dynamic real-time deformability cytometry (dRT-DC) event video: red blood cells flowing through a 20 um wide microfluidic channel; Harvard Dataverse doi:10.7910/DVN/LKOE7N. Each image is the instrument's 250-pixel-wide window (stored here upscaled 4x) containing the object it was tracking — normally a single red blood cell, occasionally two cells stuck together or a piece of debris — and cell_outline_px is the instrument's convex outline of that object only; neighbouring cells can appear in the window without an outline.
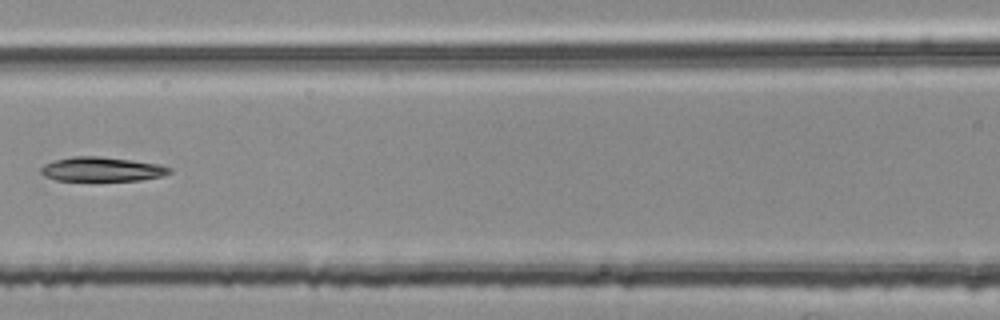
{"species": "common noctule bat (a hibernating species)", "species_latin": "Nyctalus noctula", "temperature_condition": "room temperature", "stored_images_in_passage": 4, "camera_frame_rate_fps": 3000, "um_per_image_px": 0.085, "animal": {"sex": "female", "body_mass_g": 25.1}, "frame": {"image": 1, "passage_image": 4, "time_ms": 1.0, "image_size_px": [1000, 320], "cell_outline_px": [[172, 172], [164, 176], [140, 180], [56, 180], [44, 176], [40, 172], [40, 168], [44, 164], [52, 160], [72, 156], [100, 156], [132, 160], [160, 164], [172, 168]], "centroid_in_image_um": [8.66, 14.37], "position_along_channel_um": 157.9, "area_um2": 18.38}}